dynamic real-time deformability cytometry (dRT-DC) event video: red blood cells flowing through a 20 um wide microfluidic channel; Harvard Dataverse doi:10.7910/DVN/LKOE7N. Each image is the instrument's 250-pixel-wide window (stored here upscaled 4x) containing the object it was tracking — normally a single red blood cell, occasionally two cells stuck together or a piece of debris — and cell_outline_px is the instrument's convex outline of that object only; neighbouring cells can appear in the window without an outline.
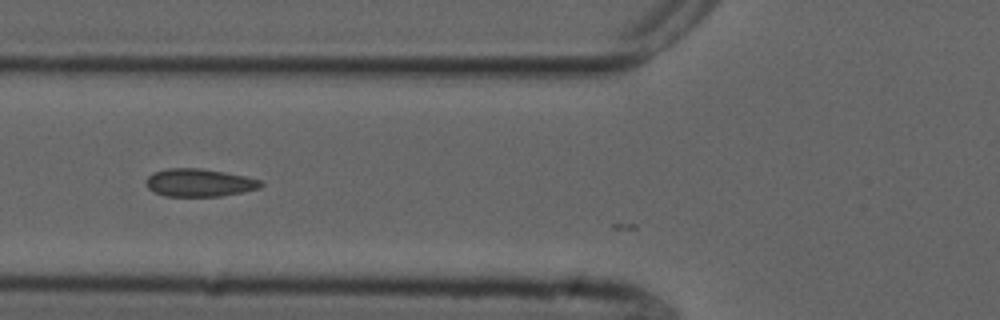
{"species": "common noctule bat (a hibernating species)", "species_latin": "Nyctalus noctula", "temperature_condition": "cold", "stored_images_in_passage": 13, "camera_frame_rate_fps": 3000, "um_per_image_px": 0.085, "animal": {"sex": "male", "forearm_length_mm": 52.5}, "frame": {"image": 1, "passage_image": 4, "time_ms": 1.0, "image_size_px": [1000, 320], "cell_outline_px": [[264, 184], [260, 188], [220, 196], [164, 196], [148, 188], [148, 176], [152, 172], [168, 168], [200, 168], [224, 172], [244, 176], [260, 180]], "centroid_in_image_um": [16.94, 15.52], "position_along_channel_um": 108.9, "area_um2": 18.38}}
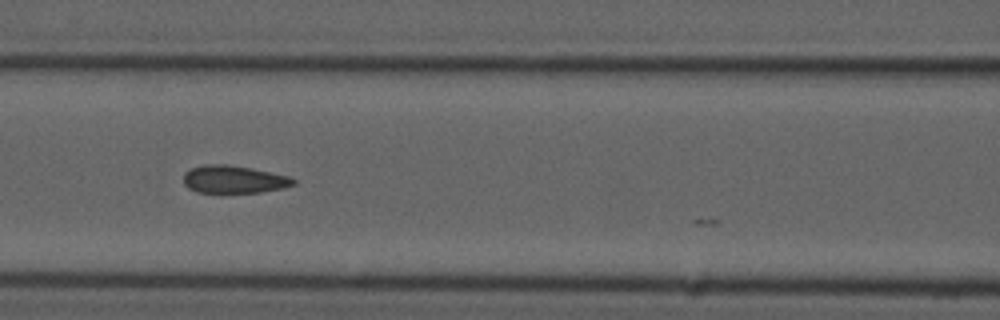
{"frame": {"image": 2, "passage_image": 7, "time_ms": 2.0, "image_size_px": [1000, 320], "cell_outline_px": [[296, 184], [284, 188], [260, 192], [196, 192], [188, 188], [184, 184], [184, 172], [192, 168], [208, 164], [228, 164], [252, 168], [292, 176], [296, 180]], "centroid_in_image_um": [19.92, 15.24], "position_along_channel_um": 146.7, "area_um2": 17.86}}
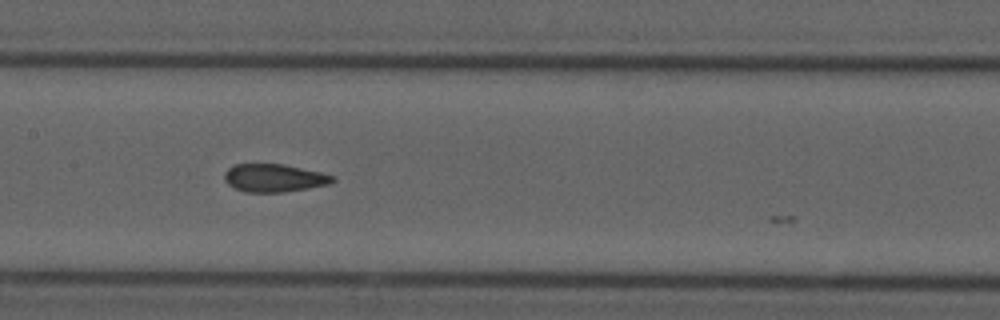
{"frame": {"image": 3, "passage_image": 10, "time_ms": 3.0, "image_size_px": [1000, 320], "cell_outline_px": [[336, 180], [328, 184], [308, 188], [280, 192], [244, 192], [228, 184], [224, 180], [224, 172], [232, 164], [284, 164], [320, 172], [336, 176]], "centroid_in_image_um": [23.28, 15.12], "position_along_channel_um": 184.1, "area_um2": 17.63}}